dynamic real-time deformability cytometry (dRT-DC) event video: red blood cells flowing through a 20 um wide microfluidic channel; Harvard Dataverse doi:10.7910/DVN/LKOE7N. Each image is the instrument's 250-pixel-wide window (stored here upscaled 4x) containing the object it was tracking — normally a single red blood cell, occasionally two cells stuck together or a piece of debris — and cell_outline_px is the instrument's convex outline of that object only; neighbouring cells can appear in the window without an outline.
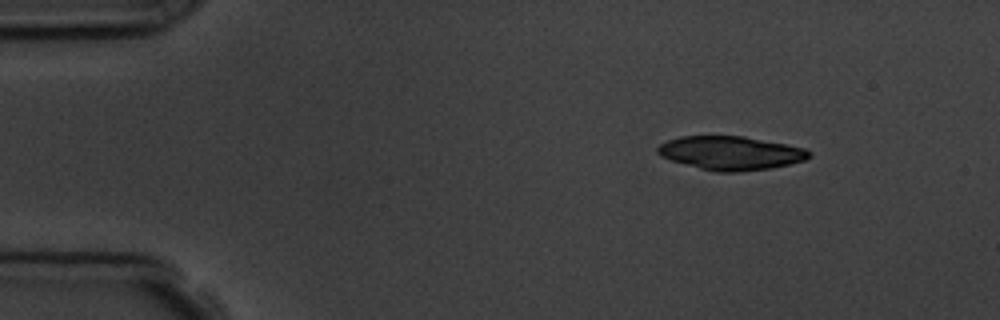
{"species": "common noctule bat (a hibernating species)", "species_latin": "Nyctalus noctula", "temperature_condition": "room temperature", "stored_images_in_passage": 4, "camera_frame_rate_fps": 3000, "um_per_image_px": 0.085, "animal": {"sex": "male", "body_mass_g": 19.5, "forearm_length_mm": 54.6}, "frame": {"image": 1, "passage_image": 1, "time_ms": 0.0, "image_size_px": [1000, 320], "cell_outline_px": [[812, 156], [804, 160], [772, 168], [740, 172], [716, 172], [700, 168], [672, 160], [660, 156], [656, 152], [656, 148], [660, 144], [668, 140], [680, 136], [744, 136], [804, 148], [812, 152]], "centroid_in_image_um": [62.1, 13.01], "position_along_channel_um": 22.9, "area_um2": 29.65}}